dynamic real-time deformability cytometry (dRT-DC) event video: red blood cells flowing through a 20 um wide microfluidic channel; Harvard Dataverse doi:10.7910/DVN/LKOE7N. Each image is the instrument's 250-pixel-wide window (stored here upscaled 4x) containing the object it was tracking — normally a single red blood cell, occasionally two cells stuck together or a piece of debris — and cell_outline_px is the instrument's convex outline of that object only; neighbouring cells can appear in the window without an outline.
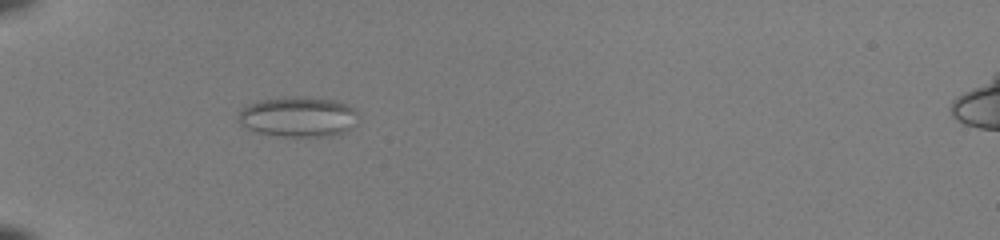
{"species": "common noctule bat (a hibernating species)", "species_latin": "Nyctalus noctula", "temperature_condition": "room temperature", "stored_images_in_passage": 38, "camera_frame_rate_fps": 3000, "um_per_image_px": 0.085, "animal": {"sex": "female", "body_mass_g": 22.0, "forearm_length_mm": 56.7}, "frame": {"image": 1, "passage_image": 4, "time_ms": 1.0, "image_size_px": [1000, 240], "cell_outline_px": [[356, 124], [332, 136], [284, 136], [260, 132], [248, 128], [240, 124], [240, 112], [244, 108], [260, 100], [292, 96], [304, 96], [332, 100], [344, 104], [352, 108], [356, 112]], "centroid_in_image_um": [25.36, 9.92], "position_along_channel_um": 59.6, "area_um2": 27.34}}
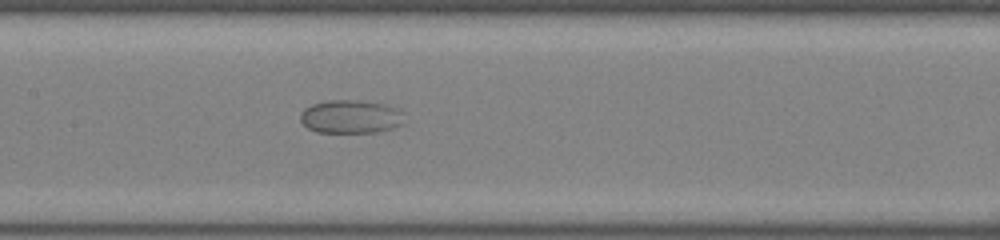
{"frame": {"image": 2, "passage_image": 14, "time_ms": 4.333, "image_size_px": [1000, 240], "cell_outline_px": [[404, 124], [392, 128], [376, 132], [316, 132], [308, 128], [300, 120], [300, 116], [304, 108], [312, 104], [328, 100], [356, 100], [384, 104], [396, 108], [404, 112]], "centroid_in_image_um": [29.83, 9.91], "position_along_channel_um": 177.6, "area_um2": 20.29}}
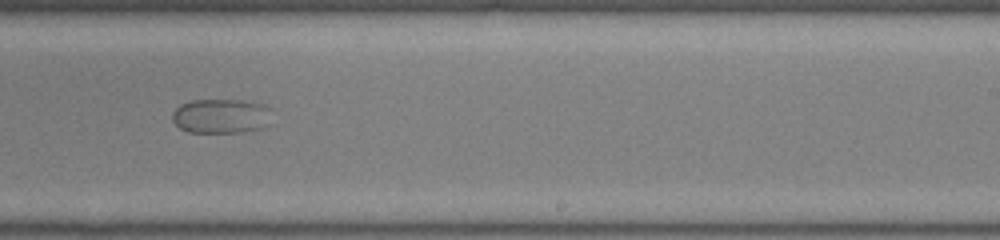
{"frame": {"image": 3, "passage_image": 21, "time_ms": 6.667, "image_size_px": [1000, 240], "cell_outline_px": [[268, 108], [260, 128], [244, 132], [188, 132], [180, 128], [172, 120], [172, 112], [180, 104], [192, 100], [240, 100], [264, 104]], "centroid_in_image_um": [18.64, 9.85], "position_along_channel_um": 270.4, "area_um2": 19.42}}